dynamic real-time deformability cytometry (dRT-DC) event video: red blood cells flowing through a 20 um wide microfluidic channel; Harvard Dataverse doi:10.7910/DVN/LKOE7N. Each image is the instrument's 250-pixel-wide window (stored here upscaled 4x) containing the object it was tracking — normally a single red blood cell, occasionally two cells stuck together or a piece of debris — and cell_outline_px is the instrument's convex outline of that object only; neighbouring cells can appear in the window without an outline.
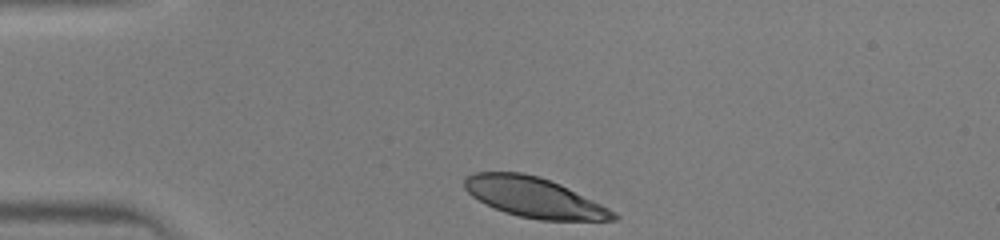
{"species": "human", "species_latin": "Homo sapiens", "temperature_condition": "warm", "stored_images_in_passage": 29, "camera_frame_rate_fps": 3000, "um_per_image_px": 0.085, "donor": {"sex": "male"}, "frame": {"image": 1, "passage_image": 1, "time_ms": 0.0, "image_size_px": [1000, 240], "cell_outline_px": [[620, 216], [616, 220], [540, 220], [520, 216], [504, 212], [484, 204], [472, 196], [464, 188], [464, 176], [472, 172], [520, 172], [540, 176], [560, 184], [616, 212]], "centroid_in_image_um": [45.36, 16.77], "position_along_channel_um": 39.6, "area_um2": 34.68}}
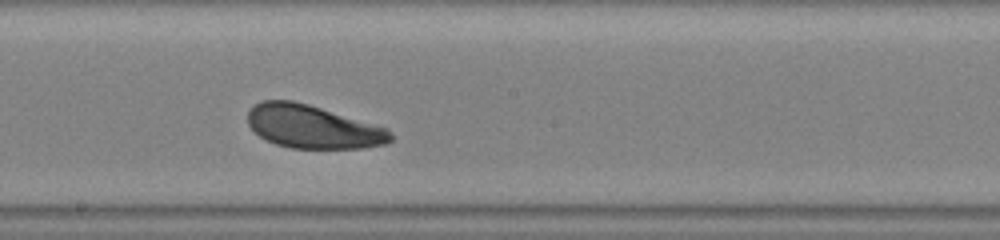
{"frame": {"image": 2, "passage_image": 16, "time_ms": 5.0, "image_size_px": [1000, 240], "cell_outline_px": [[392, 140], [384, 144], [364, 148], [292, 148], [276, 144], [260, 136], [248, 124], [248, 112], [260, 100], [292, 100], [308, 104], [388, 128], [392, 136]], "centroid_in_image_um": [26.59, 10.77], "position_along_channel_um": 221.6, "area_um2": 35.66}}
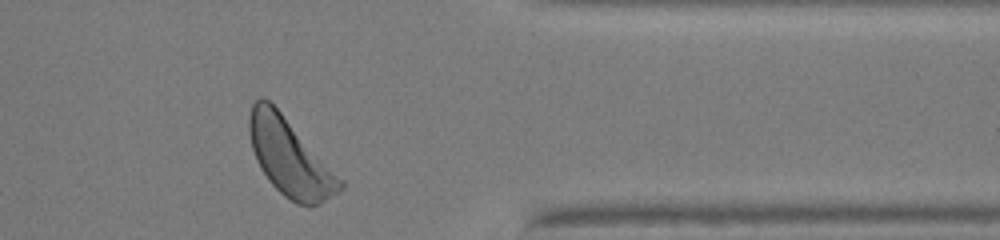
{"frame": {"image": 3, "passage_image": 28, "time_ms": 9.0, "image_size_px": [1000, 240], "cell_outline_px": [[344, 188], [320, 204], [312, 208], [296, 204], [284, 196], [268, 180], [260, 168], [256, 160], [252, 148], [248, 132], [248, 116], [252, 104], [260, 96], [268, 100], [280, 112], [344, 180]], "centroid_in_image_um": [24.64, 13.42], "position_along_channel_um": 386.8, "area_um2": 40.75}}